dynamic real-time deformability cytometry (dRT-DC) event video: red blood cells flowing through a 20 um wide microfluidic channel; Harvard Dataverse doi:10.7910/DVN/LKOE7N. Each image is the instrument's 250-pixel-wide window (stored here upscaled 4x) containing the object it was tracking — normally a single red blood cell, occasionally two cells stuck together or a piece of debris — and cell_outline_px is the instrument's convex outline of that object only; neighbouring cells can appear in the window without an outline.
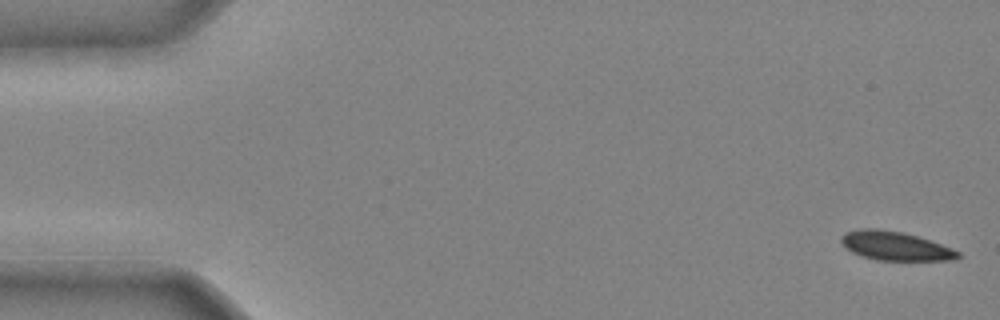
{"species": "common noctule bat (a hibernating species)", "species_latin": "Nyctalus noctula", "temperature_condition": "cold", "stored_images_in_passage": 43, "camera_frame_rate_fps": 3000, "um_per_image_px": 0.085, "animal": {"sex": "male", "body_mass_g": 20.4}, "frame": {"image": 1, "passage_image": 1, "time_ms": 0.0, "image_size_px": [1000, 320], "cell_outline_px": [[960, 256], [956, 260], [876, 260], [860, 256], [852, 252], [840, 240], [840, 236], [844, 232], [860, 228], [876, 228], [900, 232], [916, 236], [952, 248], [960, 252]], "centroid_in_image_um": [76.07, 20.91], "position_along_channel_um": 8.9, "area_um2": 19.54}}
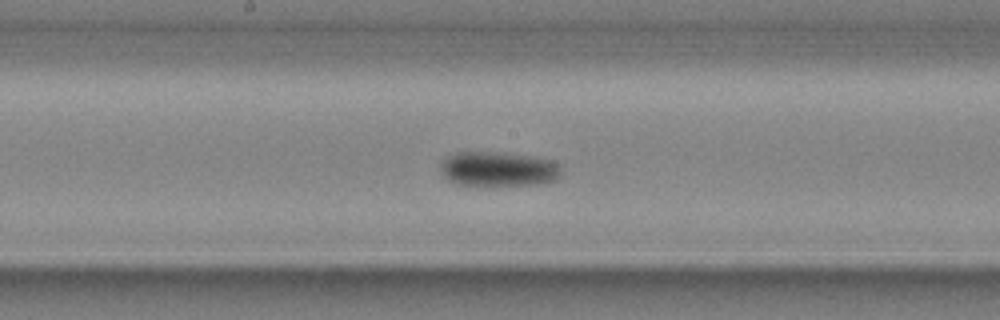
{"frame": {"image": 2, "passage_image": 23, "time_ms": 7.333, "image_size_px": [1000, 320], "cell_outline_px": [[560, 176], [556, 180], [540, 184], [456, 184], [448, 180], [440, 172], [440, 164], [448, 156], [456, 152], [504, 152], [536, 156], [556, 160], [560, 168]], "centroid_in_image_um": [42.39, 14.33], "position_along_channel_um": 205.8, "area_um2": 24.51}}
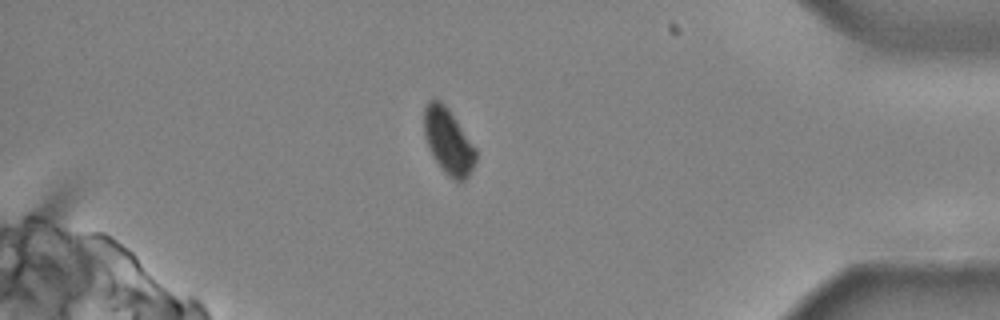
{"frame": {"image": 3, "passage_image": 38, "time_ms": 12.333, "image_size_px": [1000, 320], "cell_outline_px": [[476, 160], [468, 176], [464, 180], [456, 184], [440, 168], [432, 156], [428, 148], [424, 132], [424, 108], [428, 100], [440, 100], [448, 108], [476, 148]], "centroid_in_image_um": [38.1, 12.05], "position_along_channel_um": 397.1, "area_um2": 19.94}}